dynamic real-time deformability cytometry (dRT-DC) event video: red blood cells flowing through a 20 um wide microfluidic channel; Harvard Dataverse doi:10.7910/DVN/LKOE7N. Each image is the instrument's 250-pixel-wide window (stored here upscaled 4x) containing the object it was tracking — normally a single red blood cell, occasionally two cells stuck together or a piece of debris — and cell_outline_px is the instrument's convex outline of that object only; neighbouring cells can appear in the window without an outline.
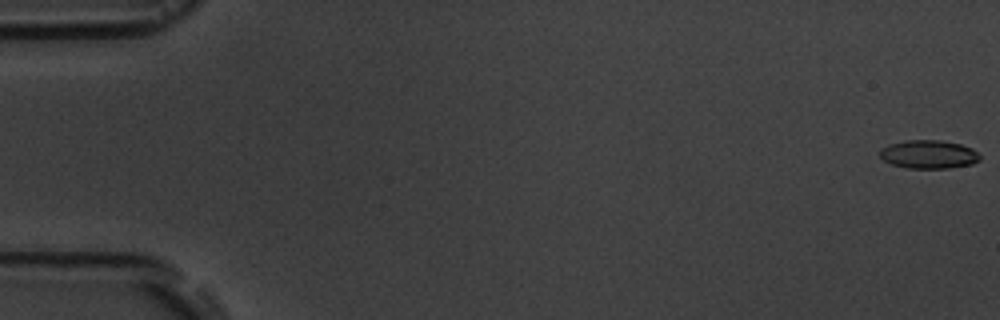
{"species": "common noctule bat (a hibernating species)", "species_latin": "Nyctalus noctula", "temperature_condition": "room temperature", "stored_images_in_passage": 18, "segment_of_instrument_passage": [1, 2], "camera_frame_rate_fps": 3000, "um_per_image_px": 0.085, "animal": {"sex": "male", "body_mass_g": 19.5, "forearm_length_mm": 54.6}, "frame": {"image": 1, "passage_image": 1, "time_ms": 0.0, "image_size_px": [1000, 320], "cell_outline_px": [[980, 160], [972, 164], [948, 168], [908, 168], [892, 164], [884, 160], [880, 156], [880, 148], [888, 144], [908, 140], [940, 140], [960, 144], [972, 148], [980, 156]], "centroid_in_image_um": [78.93, 13.11], "position_along_channel_um": 6.1, "area_um2": 16.53}}
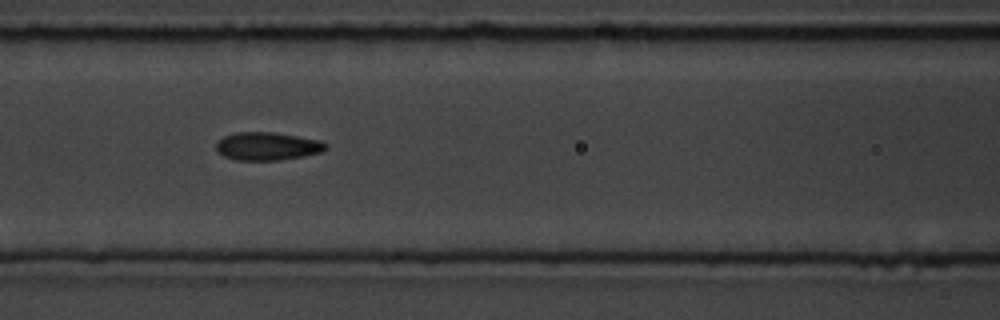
{"frame": {"image": 2, "passage_image": 8, "time_ms": 8.0, "image_size_px": [1000, 320], "cell_outline_px": [[328, 148], [320, 152], [304, 156], [280, 160], [236, 160], [224, 156], [216, 152], [216, 144], [224, 136], [236, 132], [272, 132], [320, 140], [328, 144]], "centroid_in_image_um": [22.72, 12.43], "position_along_channel_um": 143.9, "area_um2": 17.92}}
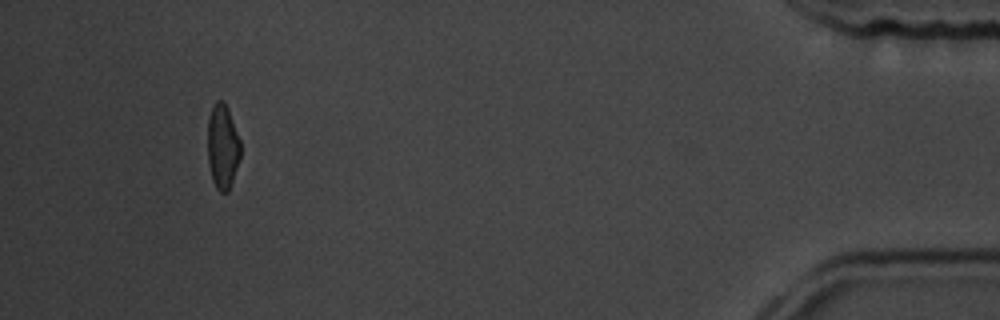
{"frame": {"image": 3, "passage_image": 16, "time_ms": 17.333, "image_size_px": [1000, 320], "cell_outline_px": [[240, 156], [228, 192], [220, 192], [216, 188], [212, 180], [208, 160], [208, 120], [212, 108], [216, 100], [224, 100], [228, 108], [240, 140]], "centroid_in_image_um": [18.91, 12.44], "position_along_channel_um": 416.3, "area_um2": 16.07}}